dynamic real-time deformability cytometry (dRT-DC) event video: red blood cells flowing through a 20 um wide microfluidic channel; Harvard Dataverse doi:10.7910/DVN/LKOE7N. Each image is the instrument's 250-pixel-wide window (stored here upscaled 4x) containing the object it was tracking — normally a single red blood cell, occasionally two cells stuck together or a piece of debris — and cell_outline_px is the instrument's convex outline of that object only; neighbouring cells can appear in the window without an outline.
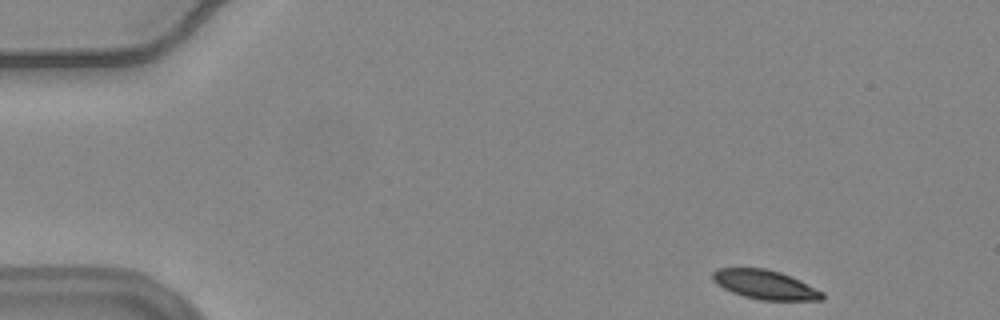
{"species": "common noctule bat (a hibernating species)", "species_latin": "Nyctalus noctula", "temperature_condition": "warm", "stored_images_in_passage": 51, "camera_frame_rate_fps": 3000, "um_per_image_px": 0.085, "animal": {"sex": "female", "body_mass_g": 24.6, "forearm_length_mm": 56.2}, "frame": {"image": 1, "passage_image": 1, "time_ms": 0.0, "image_size_px": [1000, 320], "cell_outline_px": [[824, 300], [760, 300], [744, 296], [732, 292], [716, 284], [712, 280], [712, 272], [716, 268], [764, 268], [780, 272], [800, 280], [824, 292]], "centroid_in_image_um": [65.02, 24.19], "position_along_channel_um": 20.0, "area_um2": 18.67}}
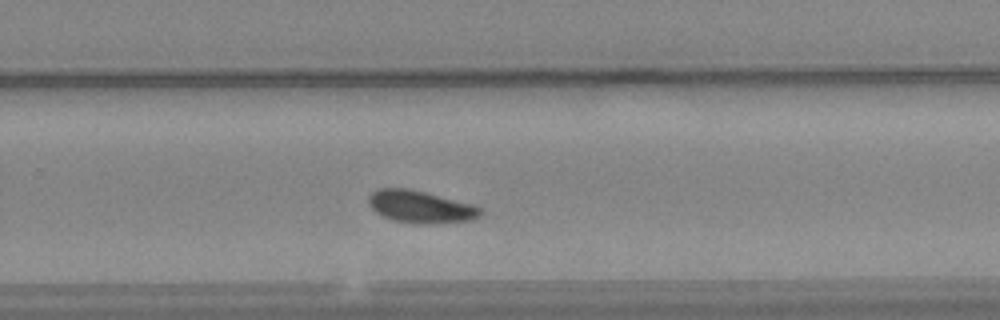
{"frame": {"image": 2, "passage_image": 32, "time_ms": 10.333, "image_size_px": [1000, 320], "cell_outline_px": [[484, 212], [480, 216], [472, 220], [424, 224], [416, 224], [392, 220], [380, 216], [368, 204], [368, 196], [376, 188], [408, 188], [476, 204]], "centroid_in_image_um": [35.74, 17.57], "position_along_channel_um": 294.1, "area_um2": 21.44}}
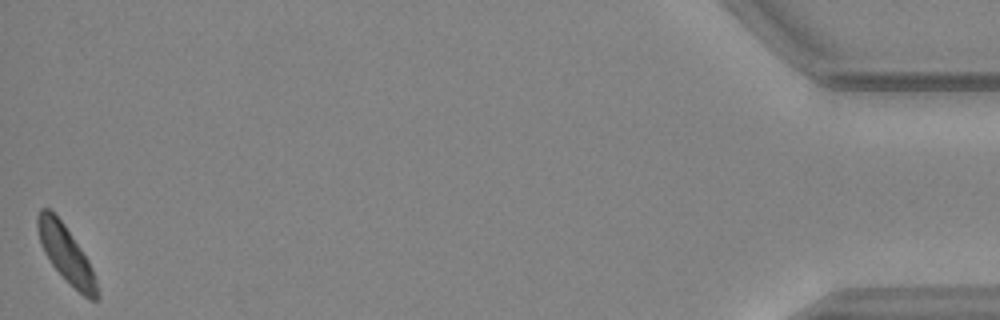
{"frame": {"image": 3, "passage_image": 51, "time_ms": 16.667, "image_size_px": [1000, 320], "cell_outline_px": [[100, 300], [88, 300], [52, 264], [44, 252], [40, 244], [36, 228], [36, 216], [40, 208], [48, 208], [64, 224], [88, 260], [92, 268], [96, 280], [100, 296]], "centroid_in_image_um": [5.6, 21.57], "position_along_channel_um": 429.6, "area_um2": 19.31}, "authors_computed_cell_mechanics": {"area_um2": 20.8658, "velocity_mm_per_s": 3.6541, "shape_relaxation_time_tau1_ms": 4.9098, "shape_relaxation_time_tau2_ms": null, "deformation_change_tau1": 0.1185, "deformation_change_tau2": null}}